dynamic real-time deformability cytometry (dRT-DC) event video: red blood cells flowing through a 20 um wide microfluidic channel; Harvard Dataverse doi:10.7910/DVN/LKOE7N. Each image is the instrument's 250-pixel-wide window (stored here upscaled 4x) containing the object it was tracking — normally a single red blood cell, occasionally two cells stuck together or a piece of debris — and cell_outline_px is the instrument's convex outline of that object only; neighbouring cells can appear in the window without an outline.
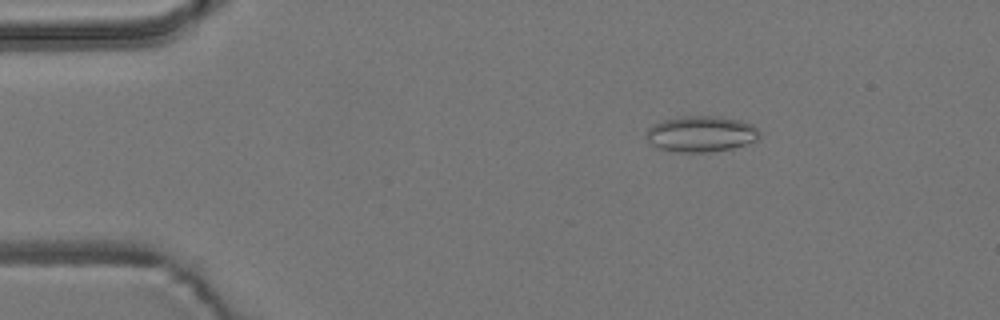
{"species": "common noctule bat (a hibernating species)", "species_latin": "Nyctalus noctula", "temperature_condition": "room temperature", "stored_images_in_passage": 5, "camera_frame_rate_fps": 3000, "um_per_image_px": 0.085, "animal": {"sex": "male", "body_mass_g": 19.2, "forearm_length_mm": 51.8}, "frame": {"image": 1, "passage_image": 3, "time_ms": 2.333, "image_size_px": [1000, 320], "cell_outline_px": [[760, 136], [756, 140], [732, 148], [712, 152], [676, 152], [660, 148], [652, 144], [644, 136], [648, 128], [664, 120], [680, 116], [716, 116], [740, 120], [752, 124], [760, 132]], "centroid_in_image_um": [59.59, 11.38], "position_along_channel_um": 25.4, "area_um2": 23.64}}